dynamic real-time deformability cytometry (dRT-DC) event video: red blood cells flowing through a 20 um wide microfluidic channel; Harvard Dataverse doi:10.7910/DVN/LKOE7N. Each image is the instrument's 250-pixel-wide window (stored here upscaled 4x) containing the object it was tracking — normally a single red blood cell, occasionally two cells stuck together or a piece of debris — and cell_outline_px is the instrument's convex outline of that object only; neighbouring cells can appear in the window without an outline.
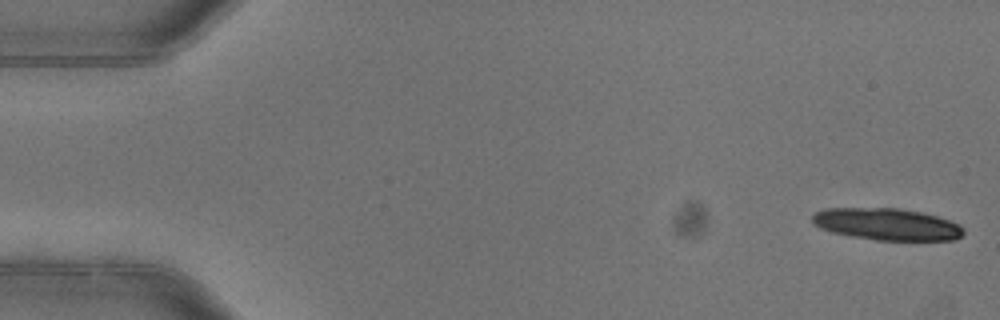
{"species": "common noctule bat (a hibernating species)", "species_latin": "Nyctalus noctula", "temperature_condition": "warm", "stored_images_in_passage": 6, "camera_frame_rate_fps": 3000, "um_per_image_px": 0.085, "animal": {"sex": "female"}, "frame": {"image": 1, "passage_image": 1, "time_ms": 0.0, "image_size_px": [1000, 320], "cell_outline_px": [[964, 232], [960, 236], [952, 240], [876, 240], [852, 236], [832, 232], [820, 228], [812, 220], [812, 216], [816, 212], [824, 208], [900, 208], [924, 212], [960, 224], [964, 228]], "centroid_in_image_um": [75.4, 19.05], "position_along_channel_um": 9.6, "area_um2": 28.09}}
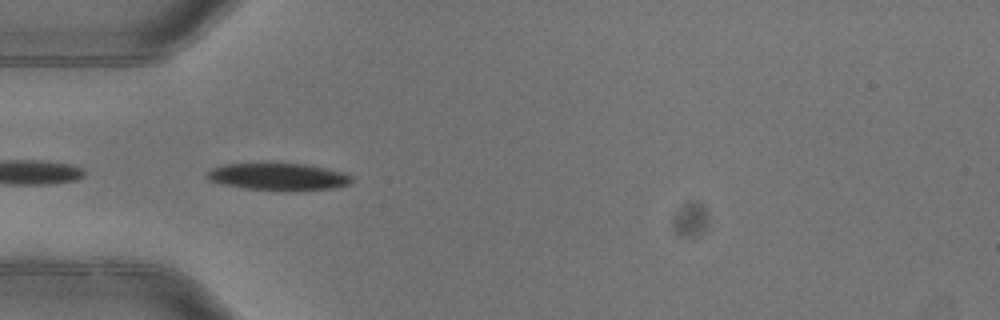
{"frame": {"image": 2, "passage_image": 4, "time_ms": 1.0, "image_size_px": [1000, 320], "cell_outline_px": [[352, 180], [348, 184], [336, 188], [244, 188], [220, 184], [208, 180], [208, 172], [212, 168], [224, 164], [304, 164], [344, 172], [352, 176]], "centroid_in_image_um": [23.62, 14.99], "position_along_channel_um": 61.4, "area_um2": 21.68}}